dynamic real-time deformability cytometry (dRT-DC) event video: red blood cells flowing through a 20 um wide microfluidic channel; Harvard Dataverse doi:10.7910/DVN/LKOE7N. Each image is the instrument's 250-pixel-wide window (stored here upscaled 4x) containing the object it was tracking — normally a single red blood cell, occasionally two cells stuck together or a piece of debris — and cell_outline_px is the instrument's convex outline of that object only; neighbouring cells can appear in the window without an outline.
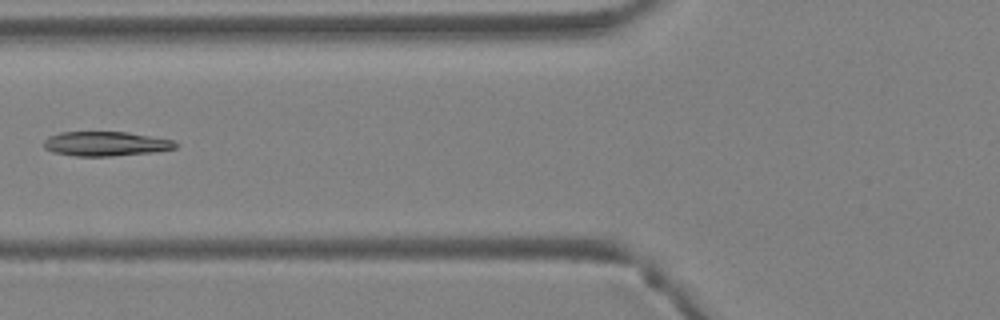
{"species": "Egyptian fruit bat (a non-hibernating species)", "species_latin": "Rousettus aegyptiacus", "temperature_condition": "warm", "stored_images_in_passage": 6, "camera_frame_rate_fps": 3000, "um_per_image_px": 0.085, "animal": {"sex": "female"}, "frame": {"image": 1, "passage_image": 6, "time_ms": 1.667, "image_size_px": [1000, 320], "cell_outline_px": [[176, 148], [152, 152], [112, 156], [76, 156], [52, 152], [44, 148], [44, 140], [48, 136], [60, 132], [128, 132], [176, 140]], "centroid_in_image_um": [8.97, 12.21], "position_along_channel_um": 116.8, "area_um2": 18.84}}